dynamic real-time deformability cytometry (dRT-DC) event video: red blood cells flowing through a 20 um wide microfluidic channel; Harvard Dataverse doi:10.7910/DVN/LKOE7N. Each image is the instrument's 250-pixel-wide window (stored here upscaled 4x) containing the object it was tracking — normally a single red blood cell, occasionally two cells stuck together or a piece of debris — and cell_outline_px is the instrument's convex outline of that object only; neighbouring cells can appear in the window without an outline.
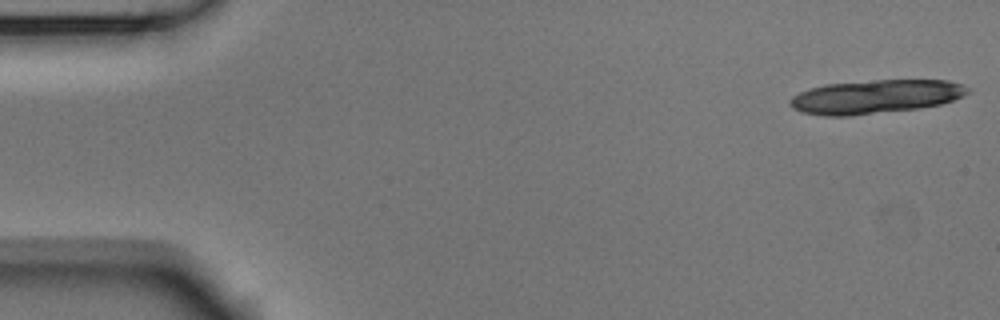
{"species": "Egyptian fruit bat (a non-hibernating species)", "species_latin": "Rousettus aegyptiacus", "temperature_condition": "room temperature", "stored_images_in_passage": 10, "camera_frame_rate_fps": 3000, "um_per_image_px": 0.085, "animal": {"sex": "male"}, "frame": {"image": 1, "passage_image": 1, "time_ms": 0.0, "image_size_px": [1000, 320], "cell_outline_px": [[972, 92], [964, 96], [940, 104], [916, 108], [852, 116], [824, 116], [800, 112], [792, 108], [788, 104], [788, 100], [792, 96], [808, 88], [824, 84], [876, 80], [948, 80], [960, 84], [968, 88]], "centroid_in_image_um": [74.36, 8.22], "position_along_channel_um": 10.6, "area_um2": 35.08}}